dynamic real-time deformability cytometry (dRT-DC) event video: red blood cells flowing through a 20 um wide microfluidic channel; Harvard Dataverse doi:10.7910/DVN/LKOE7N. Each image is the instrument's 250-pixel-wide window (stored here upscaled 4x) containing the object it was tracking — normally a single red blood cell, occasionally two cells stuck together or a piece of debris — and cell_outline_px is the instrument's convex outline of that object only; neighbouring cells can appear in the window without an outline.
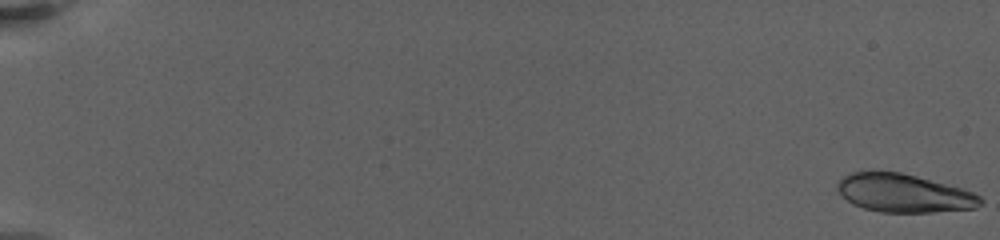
{"species": "human", "species_latin": "Homo sapiens", "temperature_condition": "warm", "stored_images_in_passage": 47, "camera_frame_rate_fps": 3000, "um_per_image_px": 0.085, "donor": {"sex": "female"}, "frame": {"image": 1, "passage_image": 1, "time_ms": 0.0, "image_size_px": [1000, 240], "cell_outline_px": [[984, 200], [976, 208], [932, 212], [880, 212], [864, 208], [852, 204], [836, 188], [836, 184], [844, 176], [852, 172], [900, 172], [916, 176], [960, 188], [972, 192], [980, 196]], "centroid_in_image_um": [76.83, 16.43], "position_along_channel_um": 8.2, "area_um2": 31.5}}
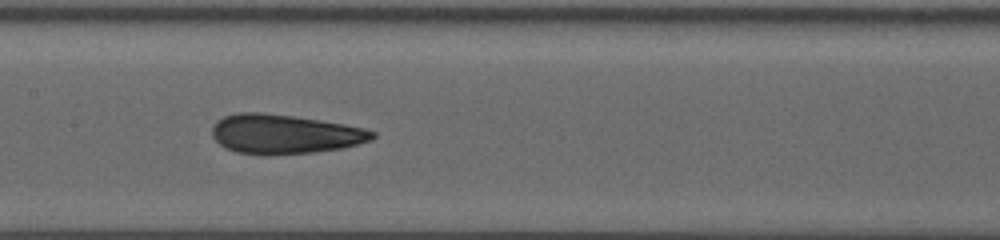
{"frame": {"image": 2, "passage_image": 25, "time_ms": 12.0, "image_size_px": [1000, 240], "cell_outline_px": [[376, 136], [372, 140], [340, 148], [316, 152], [268, 156], [264, 156], [236, 152], [224, 148], [212, 136], [212, 128], [216, 120], [224, 116], [236, 112], [260, 112], [292, 116], [320, 120], [344, 124], [364, 128], [376, 132]], "centroid_in_image_um": [24.15, 11.41], "position_along_channel_um": 183.3, "area_um2": 37.11}}
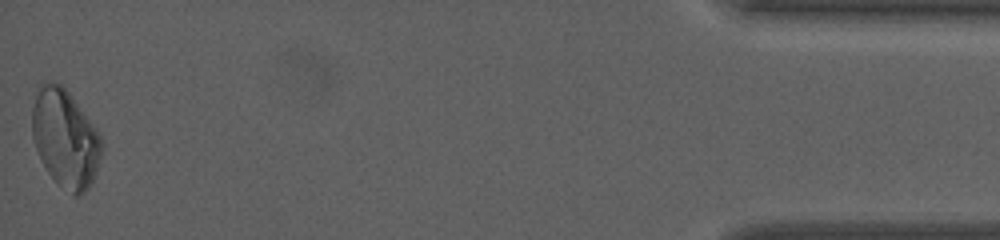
{"frame": {"image": 3, "passage_image": 47, "time_ms": 22.333, "image_size_px": [1000, 240], "cell_outline_px": [[104, 148], [92, 184], [84, 192], [76, 196], [72, 196], [56, 184], [40, 160], [32, 136], [32, 108], [40, 84], [44, 80], [60, 84], [68, 92], [100, 132]], "centroid_in_image_um": [5.56, 11.81], "position_along_channel_um": 429.6, "area_um2": 40.11}, "authors_computed_cell_mechanics": {"area_um2": 35.3158, "velocity_mm_per_s": 3.1569, "shape_relaxation_time_tau1_ms": null, "shape_relaxation_time_tau2_ms": 2.2061, "deformation_change_tau1": null, "deformation_change_tau2": 0.0701}}